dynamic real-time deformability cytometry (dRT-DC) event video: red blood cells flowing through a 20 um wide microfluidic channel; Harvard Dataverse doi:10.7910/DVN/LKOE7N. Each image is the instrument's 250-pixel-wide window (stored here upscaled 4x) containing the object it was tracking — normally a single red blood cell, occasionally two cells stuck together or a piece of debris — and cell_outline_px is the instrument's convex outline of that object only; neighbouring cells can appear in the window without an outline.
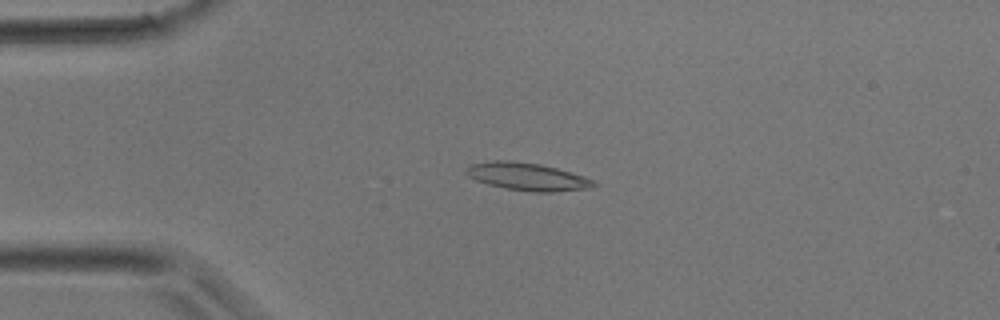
{"species": "common noctule bat (a hibernating species)", "species_latin": "Nyctalus noctula", "temperature_condition": "room temperature", "stored_images_in_passage": 39, "camera_frame_rate_fps": 3000, "um_per_image_px": 0.085, "animal": {"sex": "male", "body_mass_g": 17.9}, "frame": {"image": 1, "passage_image": 9, "time_ms": 2.667, "image_size_px": [1000, 320], "cell_outline_px": [[600, 184], [588, 188], [552, 192], [532, 192], [504, 188], [488, 184], [476, 180], [468, 176], [464, 172], [464, 168], [472, 164], [496, 160], [508, 160], [540, 164], [556, 168], [584, 176]], "centroid_in_image_um": [44.8, 15.01], "position_along_channel_um": 40.2, "area_um2": 20.52}}
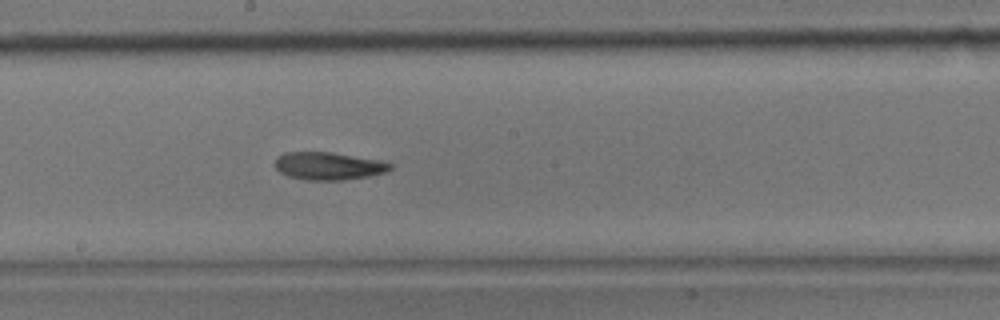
{"frame": {"image": 2, "passage_image": 21, "time_ms": 6.667, "image_size_px": [1000, 320], "cell_outline_px": [[396, 164], [388, 172], [368, 176], [344, 180], [304, 180], [288, 176], [280, 172], [276, 168], [276, 156], [284, 152], [332, 152], [380, 160]], "centroid_in_image_um": [27.96, 14.11], "position_along_channel_um": 220.2, "area_um2": 18.84}}
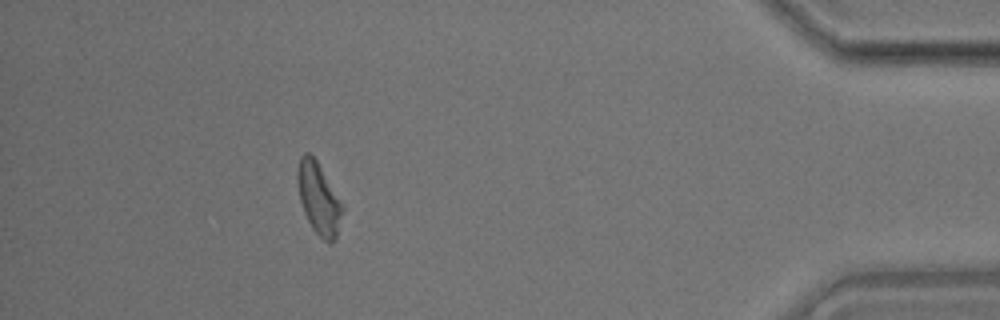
{"frame": {"image": 3, "passage_image": 35, "time_ms": 11.333, "image_size_px": [1000, 320], "cell_outline_px": [[344, 212], [336, 236], [332, 244], [328, 244], [312, 228], [304, 212], [300, 200], [296, 180], [296, 172], [300, 156], [304, 152], [308, 152], [316, 160], [344, 204]], "centroid_in_image_um": [27.1, 16.87], "position_along_channel_um": 408.1, "area_um2": 18.96}}